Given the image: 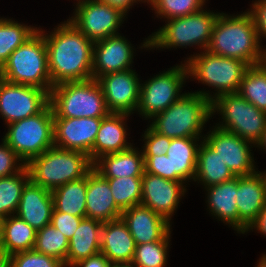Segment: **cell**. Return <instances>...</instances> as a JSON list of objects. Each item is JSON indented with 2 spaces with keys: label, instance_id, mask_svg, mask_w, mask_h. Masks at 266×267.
<instances>
[{
  "label": "cell",
  "instance_id": "74e56055",
  "mask_svg": "<svg viewBox=\"0 0 266 267\" xmlns=\"http://www.w3.org/2000/svg\"><path fill=\"white\" fill-rule=\"evenodd\" d=\"M206 0H151L157 18L171 19L184 17L201 11Z\"/></svg>",
  "mask_w": 266,
  "mask_h": 267
},
{
  "label": "cell",
  "instance_id": "ab89813d",
  "mask_svg": "<svg viewBox=\"0 0 266 267\" xmlns=\"http://www.w3.org/2000/svg\"><path fill=\"white\" fill-rule=\"evenodd\" d=\"M25 166L26 164L17 156L15 151L2 139L0 145V178L15 175Z\"/></svg>",
  "mask_w": 266,
  "mask_h": 267
},
{
  "label": "cell",
  "instance_id": "5bb4252c",
  "mask_svg": "<svg viewBox=\"0 0 266 267\" xmlns=\"http://www.w3.org/2000/svg\"><path fill=\"white\" fill-rule=\"evenodd\" d=\"M211 130L208 135H204L203 140L217 152L235 176H248L257 172L251 152L252 142L217 126Z\"/></svg>",
  "mask_w": 266,
  "mask_h": 267
},
{
  "label": "cell",
  "instance_id": "1f68e13d",
  "mask_svg": "<svg viewBox=\"0 0 266 267\" xmlns=\"http://www.w3.org/2000/svg\"><path fill=\"white\" fill-rule=\"evenodd\" d=\"M37 30V27L18 23L12 18H0V68L8 57Z\"/></svg>",
  "mask_w": 266,
  "mask_h": 267
},
{
  "label": "cell",
  "instance_id": "60d3db41",
  "mask_svg": "<svg viewBox=\"0 0 266 267\" xmlns=\"http://www.w3.org/2000/svg\"><path fill=\"white\" fill-rule=\"evenodd\" d=\"M142 140L145 144L142 147L143 155H164L168 151L171 139L165 135L155 132L150 126L144 131Z\"/></svg>",
  "mask_w": 266,
  "mask_h": 267
},
{
  "label": "cell",
  "instance_id": "836d02e7",
  "mask_svg": "<svg viewBox=\"0 0 266 267\" xmlns=\"http://www.w3.org/2000/svg\"><path fill=\"white\" fill-rule=\"evenodd\" d=\"M238 93L255 107L266 112V65L264 63L247 68Z\"/></svg>",
  "mask_w": 266,
  "mask_h": 267
},
{
  "label": "cell",
  "instance_id": "7402d4cb",
  "mask_svg": "<svg viewBox=\"0 0 266 267\" xmlns=\"http://www.w3.org/2000/svg\"><path fill=\"white\" fill-rule=\"evenodd\" d=\"M107 179L92 169L87 174L86 217L102 223L121 218Z\"/></svg>",
  "mask_w": 266,
  "mask_h": 267
},
{
  "label": "cell",
  "instance_id": "816d5d0a",
  "mask_svg": "<svg viewBox=\"0 0 266 267\" xmlns=\"http://www.w3.org/2000/svg\"><path fill=\"white\" fill-rule=\"evenodd\" d=\"M112 267H136L132 263H123V264H113Z\"/></svg>",
  "mask_w": 266,
  "mask_h": 267
},
{
  "label": "cell",
  "instance_id": "f35d334b",
  "mask_svg": "<svg viewBox=\"0 0 266 267\" xmlns=\"http://www.w3.org/2000/svg\"><path fill=\"white\" fill-rule=\"evenodd\" d=\"M10 267H65V265L54 257L31 249L12 254L10 256Z\"/></svg>",
  "mask_w": 266,
  "mask_h": 267
},
{
  "label": "cell",
  "instance_id": "484cf974",
  "mask_svg": "<svg viewBox=\"0 0 266 267\" xmlns=\"http://www.w3.org/2000/svg\"><path fill=\"white\" fill-rule=\"evenodd\" d=\"M238 176L229 181L209 186L207 192V206L212 216L216 217L239 233V213L236 205Z\"/></svg>",
  "mask_w": 266,
  "mask_h": 267
},
{
  "label": "cell",
  "instance_id": "b9f144b4",
  "mask_svg": "<svg viewBox=\"0 0 266 267\" xmlns=\"http://www.w3.org/2000/svg\"><path fill=\"white\" fill-rule=\"evenodd\" d=\"M144 172L175 181V173H171L169 157L164 155H143Z\"/></svg>",
  "mask_w": 266,
  "mask_h": 267
},
{
  "label": "cell",
  "instance_id": "bcb514c9",
  "mask_svg": "<svg viewBox=\"0 0 266 267\" xmlns=\"http://www.w3.org/2000/svg\"><path fill=\"white\" fill-rule=\"evenodd\" d=\"M99 2L108 4L112 7H115L121 10L127 15L128 11L131 9V6L136 5L134 3L143 2V0H98Z\"/></svg>",
  "mask_w": 266,
  "mask_h": 267
},
{
  "label": "cell",
  "instance_id": "9c48e42d",
  "mask_svg": "<svg viewBox=\"0 0 266 267\" xmlns=\"http://www.w3.org/2000/svg\"><path fill=\"white\" fill-rule=\"evenodd\" d=\"M53 126L54 112L49 103L40 113L8 124V131L1 139L27 164L54 147Z\"/></svg>",
  "mask_w": 266,
  "mask_h": 267
},
{
  "label": "cell",
  "instance_id": "2e32d148",
  "mask_svg": "<svg viewBox=\"0 0 266 267\" xmlns=\"http://www.w3.org/2000/svg\"><path fill=\"white\" fill-rule=\"evenodd\" d=\"M102 118L54 117V146L64 150L86 153L91 160V151Z\"/></svg>",
  "mask_w": 266,
  "mask_h": 267
},
{
  "label": "cell",
  "instance_id": "d6986e66",
  "mask_svg": "<svg viewBox=\"0 0 266 267\" xmlns=\"http://www.w3.org/2000/svg\"><path fill=\"white\" fill-rule=\"evenodd\" d=\"M121 218L126 223L136 245L161 241L171 231V223L142 204L122 211Z\"/></svg>",
  "mask_w": 266,
  "mask_h": 267
},
{
  "label": "cell",
  "instance_id": "f1b7e54d",
  "mask_svg": "<svg viewBox=\"0 0 266 267\" xmlns=\"http://www.w3.org/2000/svg\"><path fill=\"white\" fill-rule=\"evenodd\" d=\"M236 177L226 164L204 140L200 141L194 182L204 188L229 181Z\"/></svg>",
  "mask_w": 266,
  "mask_h": 267
},
{
  "label": "cell",
  "instance_id": "cb8c5ba5",
  "mask_svg": "<svg viewBox=\"0 0 266 267\" xmlns=\"http://www.w3.org/2000/svg\"><path fill=\"white\" fill-rule=\"evenodd\" d=\"M128 116L130 115L124 113H109L102 118L91 151L92 163L104 155L126 150L133 145L127 142L128 128L125 123Z\"/></svg>",
  "mask_w": 266,
  "mask_h": 267
},
{
  "label": "cell",
  "instance_id": "277c9868",
  "mask_svg": "<svg viewBox=\"0 0 266 267\" xmlns=\"http://www.w3.org/2000/svg\"><path fill=\"white\" fill-rule=\"evenodd\" d=\"M218 16L219 12L203 8L191 15L168 19L163 27L143 40L140 48L160 50L196 45L203 51L207 50Z\"/></svg>",
  "mask_w": 266,
  "mask_h": 267
},
{
  "label": "cell",
  "instance_id": "8d00e7d4",
  "mask_svg": "<svg viewBox=\"0 0 266 267\" xmlns=\"http://www.w3.org/2000/svg\"><path fill=\"white\" fill-rule=\"evenodd\" d=\"M170 231L161 241L136 245L133 261L136 267H165L168 258Z\"/></svg>",
  "mask_w": 266,
  "mask_h": 267
},
{
  "label": "cell",
  "instance_id": "f6af8a7d",
  "mask_svg": "<svg viewBox=\"0 0 266 267\" xmlns=\"http://www.w3.org/2000/svg\"><path fill=\"white\" fill-rule=\"evenodd\" d=\"M72 267H112V264L101 253L77 262Z\"/></svg>",
  "mask_w": 266,
  "mask_h": 267
},
{
  "label": "cell",
  "instance_id": "9a60e30c",
  "mask_svg": "<svg viewBox=\"0 0 266 267\" xmlns=\"http://www.w3.org/2000/svg\"><path fill=\"white\" fill-rule=\"evenodd\" d=\"M97 81L110 113L132 115L137 110L141 80L135 70L108 73L99 77Z\"/></svg>",
  "mask_w": 266,
  "mask_h": 267
},
{
  "label": "cell",
  "instance_id": "30bf717a",
  "mask_svg": "<svg viewBox=\"0 0 266 267\" xmlns=\"http://www.w3.org/2000/svg\"><path fill=\"white\" fill-rule=\"evenodd\" d=\"M221 115L222 121L215 126L237 134L256 144L266 128V112L248 102L239 93L223 94L211 101V116Z\"/></svg>",
  "mask_w": 266,
  "mask_h": 267
},
{
  "label": "cell",
  "instance_id": "ffe728a7",
  "mask_svg": "<svg viewBox=\"0 0 266 267\" xmlns=\"http://www.w3.org/2000/svg\"><path fill=\"white\" fill-rule=\"evenodd\" d=\"M236 205L239 213V233L246 234L247 228L266 205L264 180L259 172L238 176Z\"/></svg>",
  "mask_w": 266,
  "mask_h": 267
},
{
  "label": "cell",
  "instance_id": "f546056e",
  "mask_svg": "<svg viewBox=\"0 0 266 267\" xmlns=\"http://www.w3.org/2000/svg\"><path fill=\"white\" fill-rule=\"evenodd\" d=\"M36 230L27 222L11 215L0 220V245L11 256L12 254L33 249Z\"/></svg>",
  "mask_w": 266,
  "mask_h": 267
},
{
  "label": "cell",
  "instance_id": "8992f818",
  "mask_svg": "<svg viewBox=\"0 0 266 267\" xmlns=\"http://www.w3.org/2000/svg\"><path fill=\"white\" fill-rule=\"evenodd\" d=\"M184 62L188 78L197 79L199 83L214 88L213 95L209 90L195 92L207 97L209 101L223 94L238 93L243 75L249 67L244 61L222 57L207 50L189 56Z\"/></svg>",
  "mask_w": 266,
  "mask_h": 267
},
{
  "label": "cell",
  "instance_id": "52a82bcc",
  "mask_svg": "<svg viewBox=\"0 0 266 267\" xmlns=\"http://www.w3.org/2000/svg\"><path fill=\"white\" fill-rule=\"evenodd\" d=\"M0 77L21 85L52 89L48 52L43 33L38 30L19 46L0 68Z\"/></svg>",
  "mask_w": 266,
  "mask_h": 267
},
{
  "label": "cell",
  "instance_id": "44dd1931",
  "mask_svg": "<svg viewBox=\"0 0 266 267\" xmlns=\"http://www.w3.org/2000/svg\"><path fill=\"white\" fill-rule=\"evenodd\" d=\"M52 192L29 180L24 186L16 215L36 231L51 224Z\"/></svg>",
  "mask_w": 266,
  "mask_h": 267
},
{
  "label": "cell",
  "instance_id": "db71d44e",
  "mask_svg": "<svg viewBox=\"0 0 266 267\" xmlns=\"http://www.w3.org/2000/svg\"><path fill=\"white\" fill-rule=\"evenodd\" d=\"M263 63L266 65V48H265L264 62Z\"/></svg>",
  "mask_w": 266,
  "mask_h": 267
},
{
  "label": "cell",
  "instance_id": "7dc6e473",
  "mask_svg": "<svg viewBox=\"0 0 266 267\" xmlns=\"http://www.w3.org/2000/svg\"><path fill=\"white\" fill-rule=\"evenodd\" d=\"M252 229H256L258 231L257 233H260L261 235L266 236V205L260 211L257 218L247 228L246 233Z\"/></svg>",
  "mask_w": 266,
  "mask_h": 267
},
{
  "label": "cell",
  "instance_id": "c3c4849f",
  "mask_svg": "<svg viewBox=\"0 0 266 267\" xmlns=\"http://www.w3.org/2000/svg\"><path fill=\"white\" fill-rule=\"evenodd\" d=\"M0 267H10V255L0 245Z\"/></svg>",
  "mask_w": 266,
  "mask_h": 267
},
{
  "label": "cell",
  "instance_id": "7c38bea8",
  "mask_svg": "<svg viewBox=\"0 0 266 267\" xmlns=\"http://www.w3.org/2000/svg\"><path fill=\"white\" fill-rule=\"evenodd\" d=\"M75 5L73 16L67 20L92 42L120 34L127 16L121 10L98 0H77Z\"/></svg>",
  "mask_w": 266,
  "mask_h": 267
},
{
  "label": "cell",
  "instance_id": "4dcf8cb0",
  "mask_svg": "<svg viewBox=\"0 0 266 267\" xmlns=\"http://www.w3.org/2000/svg\"><path fill=\"white\" fill-rule=\"evenodd\" d=\"M87 175L52 190L54 210L86 218Z\"/></svg>",
  "mask_w": 266,
  "mask_h": 267
},
{
  "label": "cell",
  "instance_id": "6da1fadb",
  "mask_svg": "<svg viewBox=\"0 0 266 267\" xmlns=\"http://www.w3.org/2000/svg\"><path fill=\"white\" fill-rule=\"evenodd\" d=\"M39 30L47 47L52 86L92 78L94 42L68 20L57 25L49 34L42 28Z\"/></svg>",
  "mask_w": 266,
  "mask_h": 267
},
{
  "label": "cell",
  "instance_id": "5b68a950",
  "mask_svg": "<svg viewBox=\"0 0 266 267\" xmlns=\"http://www.w3.org/2000/svg\"><path fill=\"white\" fill-rule=\"evenodd\" d=\"M26 167L33 183L52 191L85 177L93 169V163L86 153L54 146L31 159Z\"/></svg>",
  "mask_w": 266,
  "mask_h": 267
},
{
  "label": "cell",
  "instance_id": "3957f363",
  "mask_svg": "<svg viewBox=\"0 0 266 267\" xmlns=\"http://www.w3.org/2000/svg\"><path fill=\"white\" fill-rule=\"evenodd\" d=\"M211 101L195 93H184L165 111L154 116L149 126L169 138H202L205 124L211 119Z\"/></svg>",
  "mask_w": 266,
  "mask_h": 267
},
{
  "label": "cell",
  "instance_id": "d590c367",
  "mask_svg": "<svg viewBox=\"0 0 266 267\" xmlns=\"http://www.w3.org/2000/svg\"><path fill=\"white\" fill-rule=\"evenodd\" d=\"M116 205L122 210L141 204L142 177L105 178Z\"/></svg>",
  "mask_w": 266,
  "mask_h": 267
},
{
  "label": "cell",
  "instance_id": "ba28073f",
  "mask_svg": "<svg viewBox=\"0 0 266 267\" xmlns=\"http://www.w3.org/2000/svg\"><path fill=\"white\" fill-rule=\"evenodd\" d=\"M50 105L54 117L104 118L110 113L102 88L93 78L53 86L50 92Z\"/></svg>",
  "mask_w": 266,
  "mask_h": 267
},
{
  "label": "cell",
  "instance_id": "e575fe53",
  "mask_svg": "<svg viewBox=\"0 0 266 267\" xmlns=\"http://www.w3.org/2000/svg\"><path fill=\"white\" fill-rule=\"evenodd\" d=\"M69 240L52 224L36 232L33 249L42 254L54 257L64 264L68 254Z\"/></svg>",
  "mask_w": 266,
  "mask_h": 267
},
{
  "label": "cell",
  "instance_id": "ee69618b",
  "mask_svg": "<svg viewBox=\"0 0 266 267\" xmlns=\"http://www.w3.org/2000/svg\"><path fill=\"white\" fill-rule=\"evenodd\" d=\"M248 12L253 18L261 43L262 38H266V0H255L251 4V10L248 9Z\"/></svg>",
  "mask_w": 266,
  "mask_h": 267
},
{
  "label": "cell",
  "instance_id": "d6a6232c",
  "mask_svg": "<svg viewBox=\"0 0 266 267\" xmlns=\"http://www.w3.org/2000/svg\"><path fill=\"white\" fill-rule=\"evenodd\" d=\"M29 180L26 166L15 175L0 178V220L16 214L22 190Z\"/></svg>",
  "mask_w": 266,
  "mask_h": 267
},
{
  "label": "cell",
  "instance_id": "4316f807",
  "mask_svg": "<svg viewBox=\"0 0 266 267\" xmlns=\"http://www.w3.org/2000/svg\"><path fill=\"white\" fill-rule=\"evenodd\" d=\"M103 223L91 218H83L69 240L65 267L100 253L101 230Z\"/></svg>",
  "mask_w": 266,
  "mask_h": 267
},
{
  "label": "cell",
  "instance_id": "e0dca14e",
  "mask_svg": "<svg viewBox=\"0 0 266 267\" xmlns=\"http://www.w3.org/2000/svg\"><path fill=\"white\" fill-rule=\"evenodd\" d=\"M184 184L144 172L141 204L149 207L171 223V217L176 212L180 199L187 191Z\"/></svg>",
  "mask_w": 266,
  "mask_h": 267
},
{
  "label": "cell",
  "instance_id": "7a4b0ae2",
  "mask_svg": "<svg viewBox=\"0 0 266 267\" xmlns=\"http://www.w3.org/2000/svg\"><path fill=\"white\" fill-rule=\"evenodd\" d=\"M248 11L237 15L219 13L213 27L210 53L244 61L248 66L264 62L265 48Z\"/></svg>",
  "mask_w": 266,
  "mask_h": 267
},
{
  "label": "cell",
  "instance_id": "4fadbf2b",
  "mask_svg": "<svg viewBox=\"0 0 266 267\" xmlns=\"http://www.w3.org/2000/svg\"><path fill=\"white\" fill-rule=\"evenodd\" d=\"M50 103V94L39 87L21 85L0 77V118L5 124L40 113Z\"/></svg>",
  "mask_w": 266,
  "mask_h": 267
},
{
  "label": "cell",
  "instance_id": "681fc988",
  "mask_svg": "<svg viewBox=\"0 0 266 267\" xmlns=\"http://www.w3.org/2000/svg\"><path fill=\"white\" fill-rule=\"evenodd\" d=\"M256 147L261 148V150H265L266 151V128L263 132V136L261 138V140L256 144Z\"/></svg>",
  "mask_w": 266,
  "mask_h": 267
},
{
  "label": "cell",
  "instance_id": "83f0119b",
  "mask_svg": "<svg viewBox=\"0 0 266 267\" xmlns=\"http://www.w3.org/2000/svg\"><path fill=\"white\" fill-rule=\"evenodd\" d=\"M201 138H174L171 139L166 155L170 159L171 173H175L176 182L194 181L197 154Z\"/></svg>",
  "mask_w": 266,
  "mask_h": 267
},
{
  "label": "cell",
  "instance_id": "7bdbcfd3",
  "mask_svg": "<svg viewBox=\"0 0 266 267\" xmlns=\"http://www.w3.org/2000/svg\"><path fill=\"white\" fill-rule=\"evenodd\" d=\"M83 218L53 209L51 224L70 240Z\"/></svg>",
  "mask_w": 266,
  "mask_h": 267
},
{
  "label": "cell",
  "instance_id": "f5cc1de1",
  "mask_svg": "<svg viewBox=\"0 0 266 267\" xmlns=\"http://www.w3.org/2000/svg\"><path fill=\"white\" fill-rule=\"evenodd\" d=\"M258 172H259V174L262 176V178L264 180L265 191H266V171L261 172V171L258 170Z\"/></svg>",
  "mask_w": 266,
  "mask_h": 267
},
{
  "label": "cell",
  "instance_id": "8fae6325",
  "mask_svg": "<svg viewBox=\"0 0 266 267\" xmlns=\"http://www.w3.org/2000/svg\"><path fill=\"white\" fill-rule=\"evenodd\" d=\"M187 79L188 70L184 62L141 83L136 112L148 120L165 111L184 94L181 91Z\"/></svg>",
  "mask_w": 266,
  "mask_h": 267
},
{
  "label": "cell",
  "instance_id": "ac0fdd59",
  "mask_svg": "<svg viewBox=\"0 0 266 267\" xmlns=\"http://www.w3.org/2000/svg\"><path fill=\"white\" fill-rule=\"evenodd\" d=\"M121 34L94 42L92 78L132 69L134 46Z\"/></svg>",
  "mask_w": 266,
  "mask_h": 267
},
{
  "label": "cell",
  "instance_id": "d4e9b609",
  "mask_svg": "<svg viewBox=\"0 0 266 267\" xmlns=\"http://www.w3.org/2000/svg\"><path fill=\"white\" fill-rule=\"evenodd\" d=\"M93 169L104 178L142 177L144 173L142 149L139 150L132 145L126 150L104 155L93 163Z\"/></svg>",
  "mask_w": 266,
  "mask_h": 267
},
{
  "label": "cell",
  "instance_id": "603a6c76",
  "mask_svg": "<svg viewBox=\"0 0 266 267\" xmlns=\"http://www.w3.org/2000/svg\"><path fill=\"white\" fill-rule=\"evenodd\" d=\"M136 243L122 218L104 222L101 230L100 253L113 264L131 263Z\"/></svg>",
  "mask_w": 266,
  "mask_h": 267
},
{
  "label": "cell",
  "instance_id": "f907efd6",
  "mask_svg": "<svg viewBox=\"0 0 266 267\" xmlns=\"http://www.w3.org/2000/svg\"><path fill=\"white\" fill-rule=\"evenodd\" d=\"M256 267H266V254L260 257L259 262Z\"/></svg>",
  "mask_w": 266,
  "mask_h": 267
}]
</instances>
